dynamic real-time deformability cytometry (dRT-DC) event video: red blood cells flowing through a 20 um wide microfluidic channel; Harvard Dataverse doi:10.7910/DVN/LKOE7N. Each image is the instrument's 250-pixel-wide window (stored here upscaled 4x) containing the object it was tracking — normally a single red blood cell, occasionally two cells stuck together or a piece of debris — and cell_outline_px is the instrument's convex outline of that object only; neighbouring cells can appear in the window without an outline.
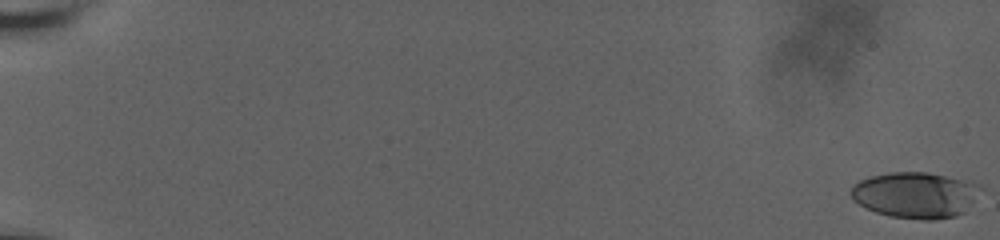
{"species": "human", "species_latin": "Homo sapiens", "temperature_condition": "room temperature", "stored_images_in_passage": 14, "camera_frame_rate_fps": 3000, "um_per_image_px": 0.085, "donor": {"sex": "male"}, "frame": {"image": 1, "passage_image": 1, "time_ms": 0.0, "image_size_px": [1000, 240], "cell_outline_px": [[964, 212], [956, 216], [936, 220], [924, 220], [892, 216], [876, 212], [852, 200], [852, 188], [860, 180], [872, 176], [892, 172], [928, 172], [960, 180], [964, 184]], "centroid_in_image_um": [77.48, 16.6], "position_along_channel_um": 7.5, "area_um2": 31.91}}
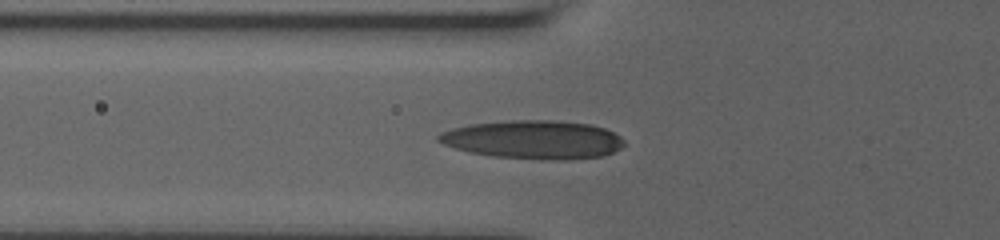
{"frame": {"image": 2, "passage_image": 10, "time_ms": 8.333, "image_size_px": [1000, 240], "cell_outline_px": [[624, 144], [620, 148], [604, 156], [568, 160], [544, 160], [492, 156], [468, 152], [444, 144], [436, 140], [436, 136], [440, 132], [452, 128], [468, 124], [508, 120], [556, 120], [592, 124], [604, 128], [620, 136], [624, 140]], "centroid_in_image_um": [45.32, 11.87], "position_along_channel_um": 80.5, "area_um2": 42.08}}
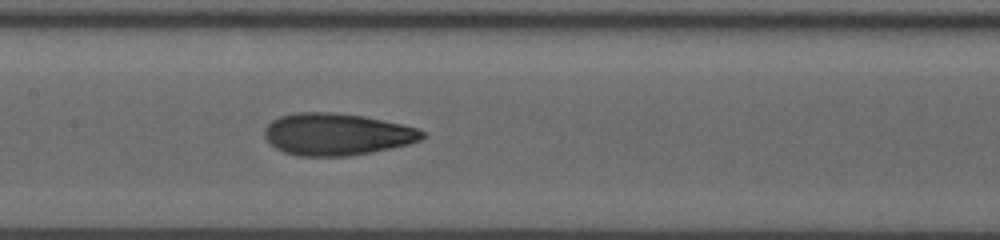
{"frame": {"image": 3, "passage_image": 14, "time_ms": 11.0, "image_size_px": [1000, 240], "cell_outline_px": [[428, 136], [420, 140], [408, 144], [372, 152], [348, 156], [296, 156], [284, 152], [276, 148], [264, 136], [264, 128], [272, 120], [280, 116], [296, 112], [332, 112], [364, 116], [400, 124], [416, 128], [424, 132]], "centroid_in_image_um": [28.61, 11.41], "position_along_channel_um": 178.8, "area_um2": 38.61}}